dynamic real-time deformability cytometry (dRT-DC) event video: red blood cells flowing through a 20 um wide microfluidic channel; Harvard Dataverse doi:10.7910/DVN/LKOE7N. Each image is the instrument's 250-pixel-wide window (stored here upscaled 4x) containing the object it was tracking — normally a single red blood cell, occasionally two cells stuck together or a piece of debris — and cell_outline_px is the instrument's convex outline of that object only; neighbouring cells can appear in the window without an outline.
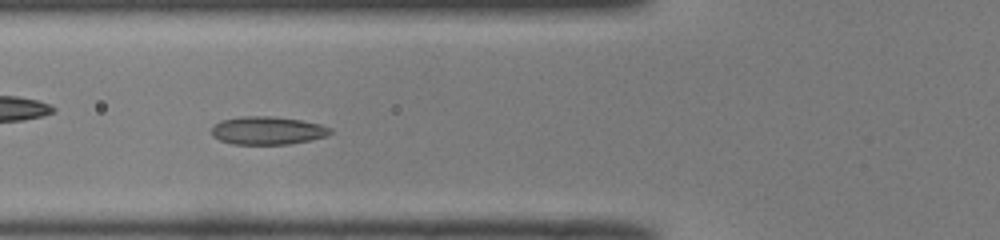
{"species": "common noctule bat (a hibernating species)", "species_latin": "Nyctalus noctula", "temperature_condition": "room temperature", "stored_images_in_passage": 49, "camera_frame_rate_fps": 3000, "um_per_image_px": 0.085, "animal": {"sex": "male", "body_mass_g": 19.0, "forearm_length_mm": 50.8}, "frame": {"image": 1, "passage_image": 18, "time_ms": 5.667, "image_size_px": [1000, 240], "cell_outline_px": [[332, 132], [324, 136], [312, 140], [288, 144], [232, 144], [220, 140], [212, 136], [212, 128], [220, 120], [240, 116], [272, 116], [300, 120], [320, 124], [332, 128]], "centroid_in_image_um": [22.73, 11.09], "position_along_channel_um": 103.1, "area_um2": 19.42}}
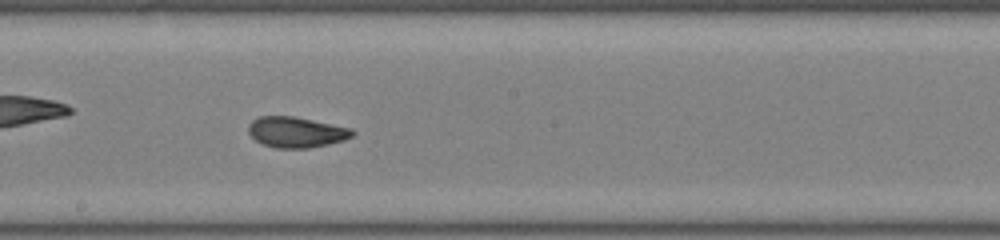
{"frame": {"image": 2, "passage_image": 27, "time_ms": 8.667, "image_size_px": [1000, 240], "cell_outline_px": [[356, 132], [352, 136], [344, 140], [328, 144], [308, 148], [276, 148], [264, 144], [256, 140], [248, 132], [248, 124], [252, 120], [260, 116], [292, 116], [352, 128]], "centroid_in_image_um": [25.18, 11.23], "position_along_channel_um": 223.0, "area_um2": 18.5}}
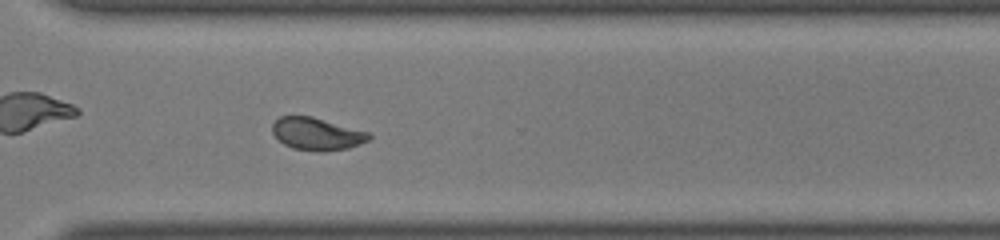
{"frame": {"image": 3, "passage_image": 36, "time_ms": 11.667, "image_size_px": [1000, 240], "cell_outline_px": [[372, 136], [368, 140], [348, 148], [324, 152], [316, 152], [292, 148], [284, 144], [272, 132], [272, 124], [280, 116], [312, 116], [372, 132]], "centroid_in_image_um": [26.96, 11.38], "position_along_channel_um": 343.6, "area_um2": 18.5}, "authors_computed_cell_mechanics": {"area_um2": 18.6116, "velocity_mm_per_s": 4.0091, "shape_relaxation_time_tau1_ms": 7.4532, "shape_relaxation_time_tau2_ms": 1.205, "deformation_change_tau1": 0.1657, "deformation_change_tau2": 0.0575}}